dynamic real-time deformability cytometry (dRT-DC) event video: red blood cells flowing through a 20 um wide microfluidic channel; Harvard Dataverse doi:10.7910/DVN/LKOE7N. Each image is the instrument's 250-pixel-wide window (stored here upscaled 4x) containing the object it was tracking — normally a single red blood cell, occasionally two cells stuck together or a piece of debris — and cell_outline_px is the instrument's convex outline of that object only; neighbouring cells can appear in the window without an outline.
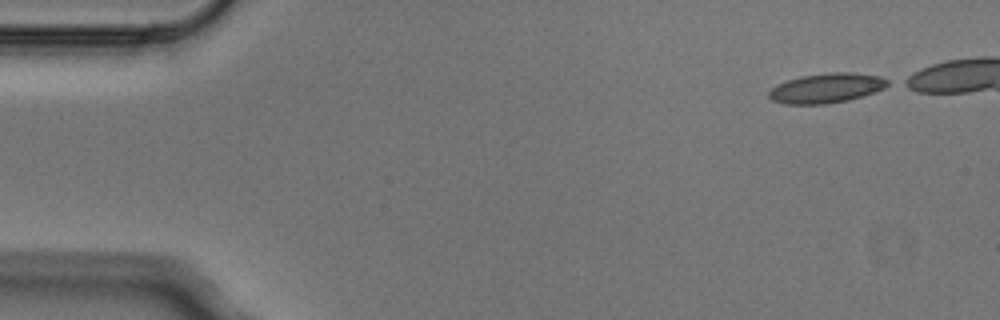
{"species": "Egyptian fruit bat (a non-hibernating species)", "species_latin": "Rousettus aegyptiacus", "temperature_condition": "cold", "stored_images_in_passage": 5, "camera_frame_rate_fps": 3000, "um_per_image_px": 0.085, "animal": {"sex": "male"}, "frame": {"image": 1, "passage_image": 1, "time_ms": 0.0, "image_size_px": [1000, 320], "cell_outline_px": [[892, 84], [884, 88], [848, 100], [824, 104], [784, 104], [772, 100], [768, 96], [768, 92], [772, 88], [788, 80], [800, 76], [832, 72], [852, 72], [880, 76], [888, 80]], "centroid_in_image_um": [70.26, 7.48], "position_along_channel_um": 14.7, "area_um2": 20.4}}